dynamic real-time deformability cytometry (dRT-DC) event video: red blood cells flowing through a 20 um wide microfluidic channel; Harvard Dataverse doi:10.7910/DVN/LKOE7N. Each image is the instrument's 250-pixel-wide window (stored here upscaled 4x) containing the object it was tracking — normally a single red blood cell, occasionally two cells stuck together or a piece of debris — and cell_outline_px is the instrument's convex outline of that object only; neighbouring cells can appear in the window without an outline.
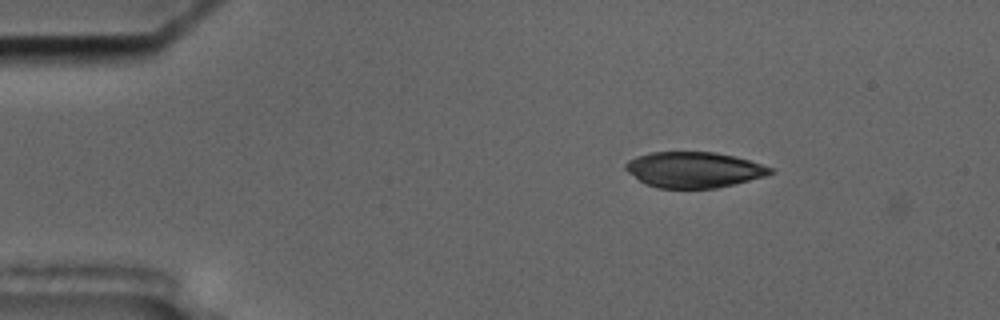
{"species": "common noctule bat (a hibernating species)", "species_latin": "Nyctalus noctula", "temperature_condition": "cold", "stored_images_in_passage": 7, "camera_frame_rate_fps": 3000, "um_per_image_px": 0.085, "animal": {"sex": "male", "body_mass_g": 17.5, "forearm_length_mm": 52.3}, "frame": {"image": 1, "passage_image": 6, "time_ms": 1.667, "image_size_px": [1000, 320], "cell_outline_px": [[776, 172], [764, 176], [716, 188], [656, 188], [640, 180], [628, 172], [624, 168], [624, 164], [628, 160], [636, 156], [648, 152], [716, 152], [736, 156], [772, 168]], "centroid_in_image_um": [58.95, 14.41], "position_along_channel_um": 26.0, "area_um2": 30.0}}